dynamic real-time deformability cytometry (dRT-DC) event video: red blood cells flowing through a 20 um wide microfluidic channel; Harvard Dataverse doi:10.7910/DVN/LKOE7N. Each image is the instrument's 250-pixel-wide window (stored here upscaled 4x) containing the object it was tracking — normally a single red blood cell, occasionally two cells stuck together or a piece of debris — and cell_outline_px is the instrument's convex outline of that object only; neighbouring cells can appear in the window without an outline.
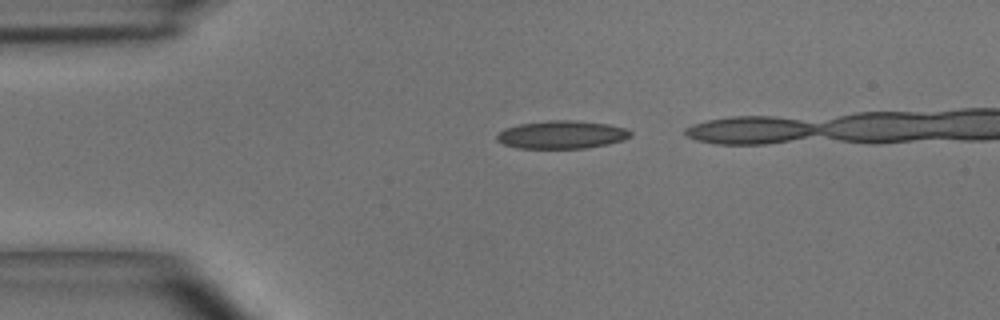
{"species": "common noctule bat (a hibernating species)", "species_latin": "Nyctalus noctula", "temperature_condition": "room temperature", "stored_images_in_passage": 3, "camera_frame_rate_fps": 3000, "um_per_image_px": 0.085, "animal": {"sex": "male", "body_mass_g": 15.6}, "frame": {"image": 1, "passage_image": 1, "time_ms": 0.0, "image_size_px": [1000, 320], "cell_outline_px": [[632, 136], [624, 140], [608, 144], [584, 148], [516, 148], [504, 144], [496, 140], [496, 136], [504, 128], [520, 124], [548, 120], [572, 120], [608, 124], [624, 128], [632, 132]], "centroid_in_image_um": [47.75, 11.45], "position_along_channel_um": 37.3, "area_um2": 21.79}}